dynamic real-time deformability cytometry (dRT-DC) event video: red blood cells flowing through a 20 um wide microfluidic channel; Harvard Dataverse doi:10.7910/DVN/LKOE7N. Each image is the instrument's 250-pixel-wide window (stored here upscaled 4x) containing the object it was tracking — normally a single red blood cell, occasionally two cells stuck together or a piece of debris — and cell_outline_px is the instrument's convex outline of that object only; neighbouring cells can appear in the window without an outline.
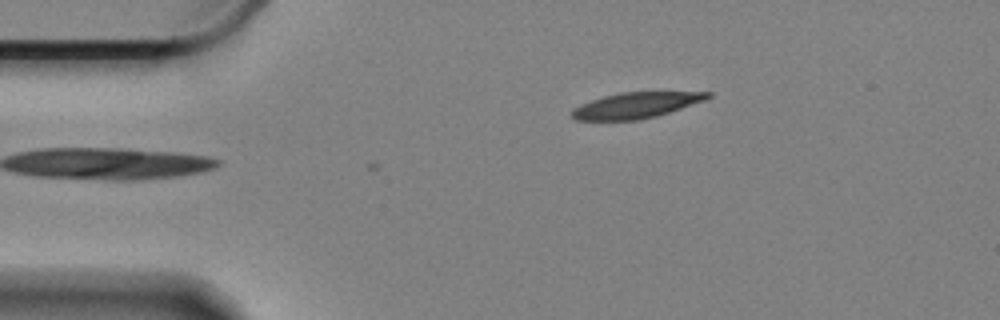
{"species": "Egyptian fruit bat (a non-hibernating species)", "species_latin": "Rousettus aegyptiacus", "temperature_condition": "cold", "stored_images_in_passage": 7, "camera_frame_rate_fps": 3000, "um_per_image_px": 0.085, "animal": {"sex": "female"}, "frame": {"image": 1, "passage_image": 7, "time_ms": 2.0, "image_size_px": [1000, 320], "cell_outline_px": [[712, 96], [704, 100], [656, 116], [640, 120], [576, 120], [572, 116], [572, 108], [580, 104], [604, 96], [620, 92], [712, 92]], "centroid_in_image_um": [54.03, 8.95], "position_along_channel_um": 31.0, "area_um2": 20.17}}